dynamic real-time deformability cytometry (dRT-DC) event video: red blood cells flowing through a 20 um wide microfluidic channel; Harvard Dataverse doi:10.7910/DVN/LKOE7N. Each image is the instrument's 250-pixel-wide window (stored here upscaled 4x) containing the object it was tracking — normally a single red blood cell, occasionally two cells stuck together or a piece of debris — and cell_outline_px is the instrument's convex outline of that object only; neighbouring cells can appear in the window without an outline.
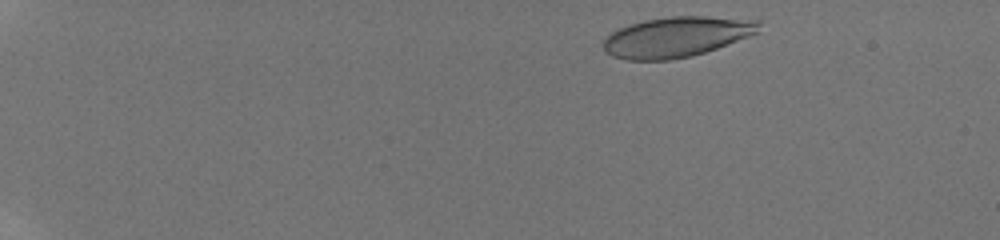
{"species": "human", "species_latin": "Homo sapiens", "temperature_condition": "room temperature", "stored_images_in_passage": 12, "camera_frame_rate_fps": 3000, "um_per_image_px": 0.085, "donor": {"sex": "male"}, "frame": {"image": 1, "passage_image": 2, "time_ms": 0.333, "image_size_px": [1000, 240], "cell_outline_px": [[760, 32], [716, 48], [692, 56], [672, 60], [628, 60], [612, 56], [604, 52], [600, 44], [612, 32], [628, 24], [644, 20], [672, 16], [704, 16], [760, 20]], "centroid_in_image_um": [57.48, 3.14], "position_along_channel_um": 27.5, "area_um2": 36.7}}
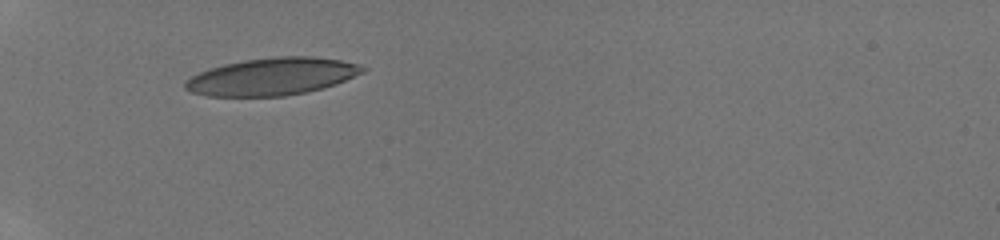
{"frame": {"image": 2, "passage_image": 9, "time_ms": 4.0, "image_size_px": [1000, 240], "cell_outline_px": [[368, 68], [364, 72], [336, 84], [308, 92], [284, 96], [208, 96], [192, 92], [184, 88], [184, 84], [192, 76], [200, 72], [224, 64], [244, 60], [276, 56], [312, 56], [340, 60], [356, 64]], "centroid_in_image_um": [23.15, 6.51], "position_along_channel_um": 61.8, "area_um2": 38.44}}
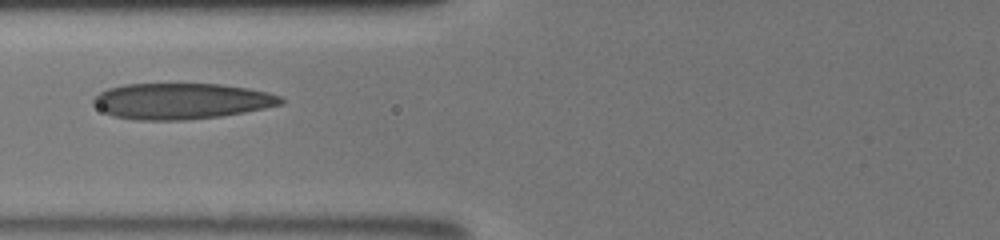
{"frame": {"image": 3, "passage_image": 11, "time_ms": 5.667, "image_size_px": [1000, 240], "cell_outline_px": [[284, 104], [244, 112], [220, 116], [188, 120], [136, 120], [112, 116], [104, 112], [92, 104], [92, 100], [100, 92], [108, 88], [124, 84], [220, 84], [248, 88], [268, 92], [280, 96], [284, 100]], "centroid_in_image_um": [15.4, 8.6], "position_along_channel_um": 110.4, "area_um2": 39.42}}